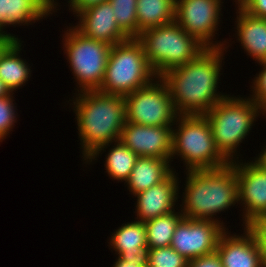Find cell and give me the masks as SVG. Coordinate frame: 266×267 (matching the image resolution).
<instances>
[{"label": "cell", "mask_w": 266, "mask_h": 267, "mask_svg": "<svg viewBox=\"0 0 266 267\" xmlns=\"http://www.w3.org/2000/svg\"><path fill=\"white\" fill-rule=\"evenodd\" d=\"M113 266L114 267H147V265L137 264L136 259H129L128 261H123L119 257Z\"/></svg>", "instance_id": "cell-33"}, {"label": "cell", "mask_w": 266, "mask_h": 267, "mask_svg": "<svg viewBox=\"0 0 266 267\" xmlns=\"http://www.w3.org/2000/svg\"><path fill=\"white\" fill-rule=\"evenodd\" d=\"M106 1L108 0H69L68 2L70 3V7H72L71 9L73 10V12L78 14L91 6Z\"/></svg>", "instance_id": "cell-32"}, {"label": "cell", "mask_w": 266, "mask_h": 267, "mask_svg": "<svg viewBox=\"0 0 266 267\" xmlns=\"http://www.w3.org/2000/svg\"><path fill=\"white\" fill-rule=\"evenodd\" d=\"M12 95L0 98V142L16 122L15 108Z\"/></svg>", "instance_id": "cell-27"}, {"label": "cell", "mask_w": 266, "mask_h": 267, "mask_svg": "<svg viewBox=\"0 0 266 267\" xmlns=\"http://www.w3.org/2000/svg\"><path fill=\"white\" fill-rule=\"evenodd\" d=\"M65 34L66 55L80 91L98 90L104 79L112 46L83 35L75 27Z\"/></svg>", "instance_id": "cell-8"}, {"label": "cell", "mask_w": 266, "mask_h": 267, "mask_svg": "<svg viewBox=\"0 0 266 267\" xmlns=\"http://www.w3.org/2000/svg\"><path fill=\"white\" fill-rule=\"evenodd\" d=\"M78 96L73 103L83 158L92 162L106 145L120 139L126 122L125 100L99 90L82 91Z\"/></svg>", "instance_id": "cell-2"}, {"label": "cell", "mask_w": 266, "mask_h": 267, "mask_svg": "<svg viewBox=\"0 0 266 267\" xmlns=\"http://www.w3.org/2000/svg\"><path fill=\"white\" fill-rule=\"evenodd\" d=\"M234 162L231 163L238 181V201L245 205L243 218L247 226L266 213V171L254 162Z\"/></svg>", "instance_id": "cell-13"}, {"label": "cell", "mask_w": 266, "mask_h": 267, "mask_svg": "<svg viewBox=\"0 0 266 267\" xmlns=\"http://www.w3.org/2000/svg\"><path fill=\"white\" fill-rule=\"evenodd\" d=\"M184 193V218L214 220L213 215L238 203V181L234 165L217 169L190 170L187 172Z\"/></svg>", "instance_id": "cell-3"}, {"label": "cell", "mask_w": 266, "mask_h": 267, "mask_svg": "<svg viewBox=\"0 0 266 267\" xmlns=\"http://www.w3.org/2000/svg\"><path fill=\"white\" fill-rule=\"evenodd\" d=\"M266 147V146H265ZM262 150L263 152L260 153V156L257 157L255 160V164L258 165L262 170L266 171V148Z\"/></svg>", "instance_id": "cell-34"}, {"label": "cell", "mask_w": 266, "mask_h": 267, "mask_svg": "<svg viewBox=\"0 0 266 267\" xmlns=\"http://www.w3.org/2000/svg\"><path fill=\"white\" fill-rule=\"evenodd\" d=\"M170 160L139 156L126 181L133 195L165 181L173 173L169 164Z\"/></svg>", "instance_id": "cell-19"}, {"label": "cell", "mask_w": 266, "mask_h": 267, "mask_svg": "<svg viewBox=\"0 0 266 267\" xmlns=\"http://www.w3.org/2000/svg\"><path fill=\"white\" fill-rule=\"evenodd\" d=\"M116 143L106 157V171L113 179L126 182L139 156L121 141L118 140Z\"/></svg>", "instance_id": "cell-24"}, {"label": "cell", "mask_w": 266, "mask_h": 267, "mask_svg": "<svg viewBox=\"0 0 266 267\" xmlns=\"http://www.w3.org/2000/svg\"><path fill=\"white\" fill-rule=\"evenodd\" d=\"M147 267H188V260L171 246L148 249Z\"/></svg>", "instance_id": "cell-26"}, {"label": "cell", "mask_w": 266, "mask_h": 267, "mask_svg": "<svg viewBox=\"0 0 266 267\" xmlns=\"http://www.w3.org/2000/svg\"><path fill=\"white\" fill-rule=\"evenodd\" d=\"M10 95H11L10 90L7 88V86L0 79V98L10 96Z\"/></svg>", "instance_id": "cell-36"}, {"label": "cell", "mask_w": 266, "mask_h": 267, "mask_svg": "<svg viewBox=\"0 0 266 267\" xmlns=\"http://www.w3.org/2000/svg\"><path fill=\"white\" fill-rule=\"evenodd\" d=\"M14 40L8 36L0 35V55Z\"/></svg>", "instance_id": "cell-35"}, {"label": "cell", "mask_w": 266, "mask_h": 267, "mask_svg": "<svg viewBox=\"0 0 266 267\" xmlns=\"http://www.w3.org/2000/svg\"><path fill=\"white\" fill-rule=\"evenodd\" d=\"M157 78V84L151 82L124 97L126 122L145 126H172L177 120L179 115L168 84L161 77Z\"/></svg>", "instance_id": "cell-9"}, {"label": "cell", "mask_w": 266, "mask_h": 267, "mask_svg": "<svg viewBox=\"0 0 266 267\" xmlns=\"http://www.w3.org/2000/svg\"><path fill=\"white\" fill-rule=\"evenodd\" d=\"M171 126H145L125 122L119 141L138 156L171 159Z\"/></svg>", "instance_id": "cell-12"}, {"label": "cell", "mask_w": 266, "mask_h": 267, "mask_svg": "<svg viewBox=\"0 0 266 267\" xmlns=\"http://www.w3.org/2000/svg\"><path fill=\"white\" fill-rule=\"evenodd\" d=\"M263 70L254 80L253 97L251 98L260 108L263 114L266 113V62H260Z\"/></svg>", "instance_id": "cell-28"}, {"label": "cell", "mask_w": 266, "mask_h": 267, "mask_svg": "<svg viewBox=\"0 0 266 267\" xmlns=\"http://www.w3.org/2000/svg\"><path fill=\"white\" fill-rule=\"evenodd\" d=\"M54 2V0H0V35L18 40L1 29L6 25L28 24L48 16L55 8Z\"/></svg>", "instance_id": "cell-17"}, {"label": "cell", "mask_w": 266, "mask_h": 267, "mask_svg": "<svg viewBox=\"0 0 266 267\" xmlns=\"http://www.w3.org/2000/svg\"><path fill=\"white\" fill-rule=\"evenodd\" d=\"M223 224L214 220L183 218L175 229L170 246L188 261L216 252Z\"/></svg>", "instance_id": "cell-10"}, {"label": "cell", "mask_w": 266, "mask_h": 267, "mask_svg": "<svg viewBox=\"0 0 266 267\" xmlns=\"http://www.w3.org/2000/svg\"><path fill=\"white\" fill-rule=\"evenodd\" d=\"M188 267H223L217 253L201 256L188 261Z\"/></svg>", "instance_id": "cell-31"}, {"label": "cell", "mask_w": 266, "mask_h": 267, "mask_svg": "<svg viewBox=\"0 0 266 267\" xmlns=\"http://www.w3.org/2000/svg\"><path fill=\"white\" fill-rule=\"evenodd\" d=\"M153 76L156 78L142 43L137 38H129L111 47L104 79L98 90L125 97L150 84L154 81Z\"/></svg>", "instance_id": "cell-5"}, {"label": "cell", "mask_w": 266, "mask_h": 267, "mask_svg": "<svg viewBox=\"0 0 266 267\" xmlns=\"http://www.w3.org/2000/svg\"><path fill=\"white\" fill-rule=\"evenodd\" d=\"M119 28L129 37H138L137 0H108Z\"/></svg>", "instance_id": "cell-25"}, {"label": "cell", "mask_w": 266, "mask_h": 267, "mask_svg": "<svg viewBox=\"0 0 266 267\" xmlns=\"http://www.w3.org/2000/svg\"><path fill=\"white\" fill-rule=\"evenodd\" d=\"M247 226H266V213L260 219L252 221Z\"/></svg>", "instance_id": "cell-37"}, {"label": "cell", "mask_w": 266, "mask_h": 267, "mask_svg": "<svg viewBox=\"0 0 266 267\" xmlns=\"http://www.w3.org/2000/svg\"><path fill=\"white\" fill-rule=\"evenodd\" d=\"M80 22L75 28L83 35L111 46L129 39L119 28L109 1L91 6L77 15Z\"/></svg>", "instance_id": "cell-14"}, {"label": "cell", "mask_w": 266, "mask_h": 267, "mask_svg": "<svg viewBox=\"0 0 266 267\" xmlns=\"http://www.w3.org/2000/svg\"><path fill=\"white\" fill-rule=\"evenodd\" d=\"M224 49L206 48L192 61L161 76L178 115H205L227 96L217 94Z\"/></svg>", "instance_id": "cell-1"}, {"label": "cell", "mask_w": 266, "mask_h": 267, "mask_svg": "<svg viewBox=\"0 0 266 267\" xmlns=\"http://www.w3.org/2000/svg\"><path fill=\"white\" fill-rule=\"evenodd\" d=\"M137 39L142 43L148 64L156 77L185 65L206 49L175 21L143 30Z\"/></svg>", "instance_id": "cell-4"}, {"label": "cell", "mask_w": 266, "mask_h": 267, "mask_svg": "<svg viewBox=\"0 0 266 267\" xmlns=\"http://www.w3.org/2000/svg\"><path fill=\"white\" fill-rule=\"evenodd\" d=\"M253 233L261 253L263 267H266V226H247Z\"/></svg>", "instance_id": "cell-30"}, {"label": "cell", "mask_w": 266, "mask_h": 267, "mask_svg": "<svg viewBox=\"0 0 266 267\" xmlns=\"http://www.w3.org/2000/svg\"><path fill=\"white\" fill-rule=\"evenodd\" d=\"M110 245L123 261L136 259L137 264H148V245L144 222L134 221L119 227L112 234Z\"/></svg>", "instance_id": "cell-18"}, {"label": "cell", "mask_w": 266, "mask_h": 267, "mask_svg": "<svg viewBox=\"0 0 266 267\" xmlns=\"http://www.w3.org/2000/svg\"><path fill=\"white\" fill-rule=\"evenodd\" d=\"M20 40H14L0 55V79L12 91L28 81L30 68L18 55Z\"/></svg>", "instance_id": "cell-21"}, {"label": "cell", "mask_w": 266, "mask_h": 267, "mask_svg": "<svg viewBox=\"0 0 266 267\" xmlns=\"http://www.w3.org/2000/svg\"><path fill=\"white\" fill-rule=\"evenodd\" d=\"M221 0H175V22L206 48H222L211 38L217 30Z\"/></svg>", "instance_id": "cell-11"}, {"label": "cell", "mask_w": 266, "mask_h": 267, "mask_svg": "<svg viewBox=\"0 0 266 267\" xmlns=\"http://www.w3.org/2000/svg\"><path fill=\"white\" fill-rule=\"evenodd\" d=\"M138 36L146 29L175 21V0H137Z\"/></svg>", "instance_id": "cell-22"}, {"label": "cell", "mask_w": 266, "mask_h": 267, "mask_svg": "<svg viewBox=\"0 0 266 267\" xmlns=\"http://www.w3.org/2000/svg\"><path fill=\"white\" fill-rule=\"evenodd\" d=\"M238 7L251 16L266 19V0H241Z\"/></svg>", "instance_id": "cell-29"}, {"label": "cell", "mask_w": 266, "mask_h": 267, "mask_svg": "<svg viewBox=\"0 0 266 267\" xmlns=\"http://www.w3.org/2000/svg\"><path fill=\"white\" fill-rule=\"evenodd\" d=\"M244 231V236H229L225 231L221 234L216 253L223 267H263L259 245L253 233L247 226Z\"/></svg>", "instance_id": "cell-15"}, {"label": "cell", "mask_w": 266, "mask_h": 267, "mask_svg": "<svg viewBox=\"0 0 266 267\" xmlns=\"http://www.w3.org/2000/svg\"><path fill=\"white\" fill-rule=\"evenodd\" d=\"M173 172L165 181L136 194L138 222H146L174 211L178 199V180Z\"/></svg>", "instance_id": "cell-16"}, {"label": "cell", "mask_w": 266, "mask_h": 267, "mask_svg": "<svg viewBox=\"0 0 266 267\" xmlns=\"http://www.w3.org/2000/svg\"><path fill=\"white\" fill-rule=\"evenodd\" d=\"M238 10V40L253 59L266 62V19L251 16L240 7Z\"/></svg>", "instance_id": "cell-20"}, {"label": "cell", "mask_w": 266, "mask_h": 267, "mask_svg": "<svg viewBox=\"0 0 266 267\" xmlns=\"http://www.w3.org/2000/svg\"><path fill=\"white\" fill-rule=\"evenodd\" d=\"M177 119L178 129L172 130L171 158L180 155L187 171L217 169L230 163L218 150L205 115H179Z\"/></svg>", "instance_id": "cell-6"}, {"label": "cell", "mask_w": 266, "mask_h": 267, "mask_svg": "<svg viewBox=\"0 0 266 267\" xmlns=\"http://www.w3.org/2000/svg\"><path fill=\"white\" fill-rule=\"evenodd\" d=\"M183 218L180 212L172 211L144 222L148 249L170 246L177 224Z\"/></svg>", "instance_id": "cell-23"}, {"label": "cell", "mask_w": 266, "mask_h": 267, "mask_svg": "<svg viewBox=\"0 0 266 267\" xmlns=\"http://www.w3.org/2000/svg\"><path fill=\"white\" fill-rule=\"evenodd\" d=\"M260 110L251 98L227 95L205 114L218 150L230 163L234 161L233 153L248 135Z\"/></svg>", "instance_id": "cell-7"}]
</instances>
